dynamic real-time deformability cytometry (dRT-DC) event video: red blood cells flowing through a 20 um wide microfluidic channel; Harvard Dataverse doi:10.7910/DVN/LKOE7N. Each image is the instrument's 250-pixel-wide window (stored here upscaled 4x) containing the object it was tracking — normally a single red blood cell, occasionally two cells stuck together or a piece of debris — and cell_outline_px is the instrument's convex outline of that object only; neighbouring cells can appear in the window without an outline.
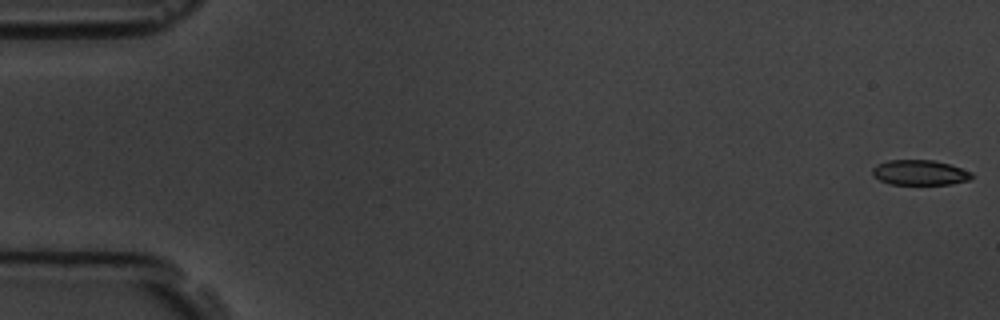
{"species": "common noctule bat (a hibernating species)", "species_latin": "Nyctalus noctula", "temperature_condition": "room temperature", "stored_images_in_passage": 57, "camera_frame_rate_fps": 3000, "um_per_image_px": 0.085, "animal": {"sex": "male", "body_mass_g": 19.5, "forearm_length_mm": 54.6}, "frame": {"image": 1, "passage_image": 1, "time_ms": 0.0, "image_size_px": [1000, 320], "cell_outline_px": [[972, 176], [968, 180], [952, 184], [892, 184], [880, 180], [872, 176], [872, 168], [876, 164], [888, 160], [932, 160], [948, 164], [972, 172]], "centroid_in_image_um": [78.14, 14.66], "position_along_channel_um": 6.9, "area_um2": 14.45}}
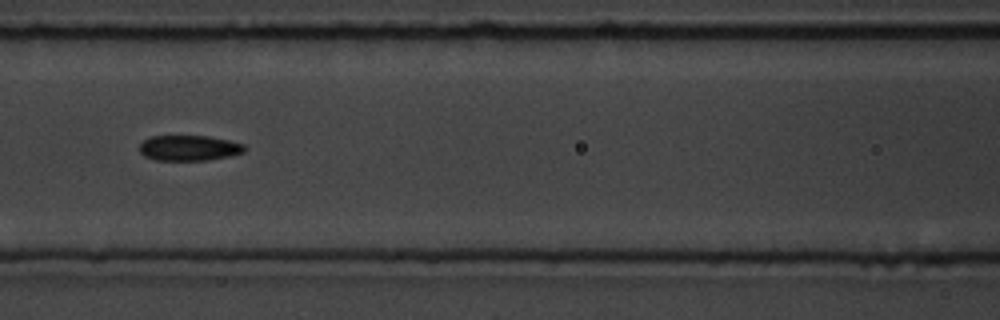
{"frame": {"image": 2, "passage_image": 26, "time_ms": 8.333, "image_size_px": [1000, 320], "cell_outline_px": [[248, 148], [244, 152], [228, 156], [208, 160], [156, 160], [144, 156], [140, 152], [140, 144], [144, 140], [152, 136], [208, 136], [228, 140], [244, 144]], "centroid_in_image_um": [16.09, 12.58], "position_along_channel_um": 150.5, "area_um2": 15.55}}
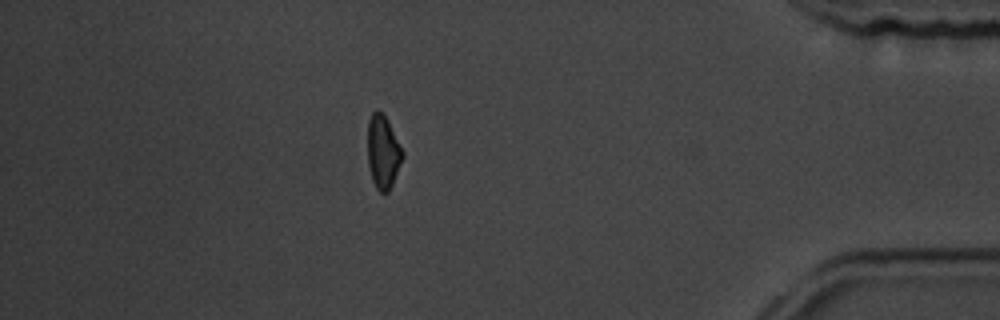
{"frame": {"image": 3, "passage_image": 51, "time_ms": 16.667, "image_size_px": [1000, 320], "cell_outline_px": [[404, 156], [392, 184], [388, 192], [380, 192], [376, 188], [372, 180], [368, 164], [368, 120], [372, 112], [376, 108], [388, 120], [404, 152]], "centroid_in_image_um": [32.55, 12.9], "position_along_channel_um": 402.6, "area_um2": 14.91}, "authors_computed_cell_mechanics": {"area_um2": 15.6638, "velocity_mm_per_s": 3.5455, "shape_relaxation_time_tau1_ms": 5.7919, "shape_relaxation_time_tau2_ms": null, "deformation_change_tau1": 0.1175, "deformation_change_tau2": null}}